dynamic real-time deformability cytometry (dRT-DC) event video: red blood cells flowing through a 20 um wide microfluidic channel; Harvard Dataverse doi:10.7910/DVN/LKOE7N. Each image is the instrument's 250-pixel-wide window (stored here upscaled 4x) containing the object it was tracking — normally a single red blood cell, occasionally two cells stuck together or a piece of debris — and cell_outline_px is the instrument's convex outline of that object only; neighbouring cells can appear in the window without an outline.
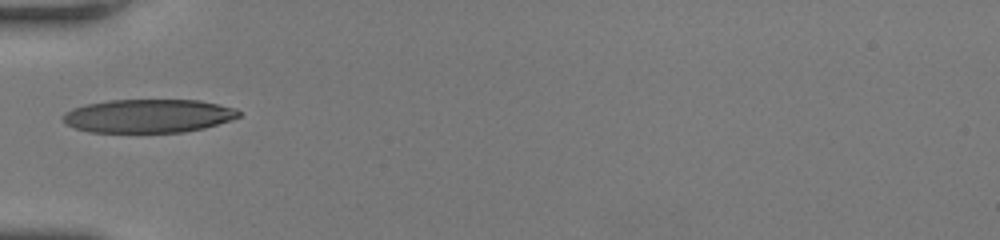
{"species": "human", "species_latin": "Homo sapiens", "temperature_condition": "room temperature", "stored_images_in_passage": 36, "camera_frame_rate_fps": 3000, "um_per_image_px": 0.085, "donor": {"sex": "female"}, "frame": {"image": 1, "passage_image": 1, "time_ms": 0.0, "image_size_px": [1000, 240], "cell_outline_px": [[240, 116], [204, 128], [184, 132], [88, 132], [76, 128], [68, 124], [60, 116], [64, 112], [72, 108], [84, 104], [108, 100], [200, 100], [236, 108], [240, 112]], "centroid_in_image_um": [12.57, 9.84], "position_along_channel_um": 72.4, "area_um2": 34.33}}
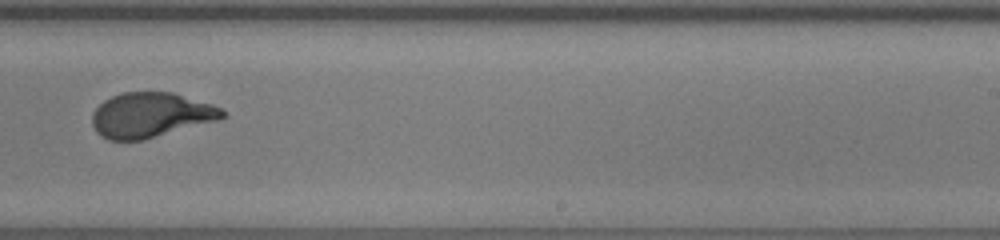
{"frame": {"image": 2, "passage_image": 17, "time_ms": 5.333, "image_size_px": [1000, 240], "cell_outline_px": [[228, 116], [216, 120], [144, 140], [108, 140], [100, 136], [96, 132], [92, 124], [92, 112], [104, 100], [112, 96], [124, 92], [172, 92], [212, 104], [228, 112]], "centroid_in_image_um": [12.8, 9.78], "position_along_channel_um": 276.2, "area_um2": 34.1}}
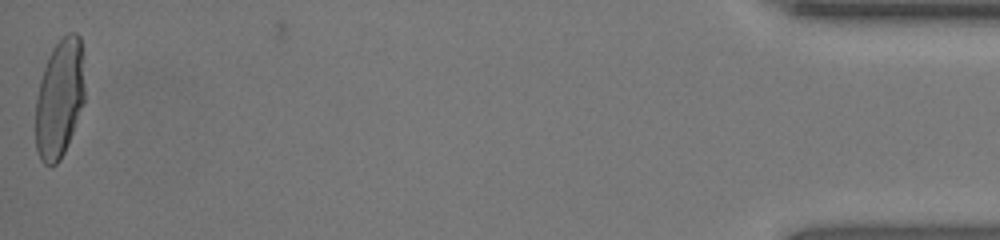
{"frame": {"image": 3, "passage_image": 36, "time_ms": 11.667, "image_size_px": [1000, 240], "cell_outline_px": [[84, 104], [68, 144], [60, 160], [52, 168], [44, 164], [40, 160], [36, 148], [36, 96], [40, 80], [44, 68], [52, 48], [68, 32], [76, 32], [80, 36], [84, 52]], "centroid_in_image_um": [5.08, 8.37], "position_along_channel_um": 430.1, "area_um2": 34.56}, "authors_computed_cell_mechanics": {"area_um2": 34.391, "velocity_mm_per_s": 3.8434, "shape_relaxation_time_tau1_ms": 6.2215, "shape_relaxation_time_tau2_ms": null, "deformation_change_tau1": 0.2574, "deformation_change_tau2": null}}